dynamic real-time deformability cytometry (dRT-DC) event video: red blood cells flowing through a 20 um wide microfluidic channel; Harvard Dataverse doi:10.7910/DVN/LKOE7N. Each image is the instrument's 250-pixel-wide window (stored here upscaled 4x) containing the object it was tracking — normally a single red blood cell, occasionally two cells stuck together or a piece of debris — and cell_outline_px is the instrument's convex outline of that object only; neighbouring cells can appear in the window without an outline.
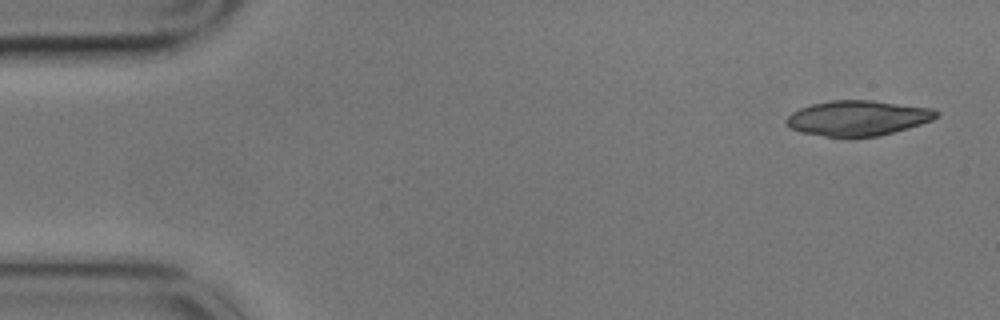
{"species": "common noctule bat (a hibernating species)", "species_latin": "Nyctalus noctula", "temperature_condition": "cold", "stored_images_in_passage": 7, "camera_frame_rate_fps": 3000, "um_per_image_px": 0.085, "animal": {"sex": "male", "body_mass_g": 17.9}, "frame": {"image": 1, "passage_image": 1, "time_ms": 0.0, "image_size_px": [1000, 320], "cell_outline_px": [[940, 116], [932, 120], [908, 128], [880, 136], [824, 136], [800, 132], [784, 124], [784, 120], [792, 112], [800, 108], [812, 104], [832, 100], [872, 100], [932, 108], [940, 112]], "centroid_in_image_um": [72.92, 10.03], "position_along_channel_um": 12.1, "area_um2": 30.75}}